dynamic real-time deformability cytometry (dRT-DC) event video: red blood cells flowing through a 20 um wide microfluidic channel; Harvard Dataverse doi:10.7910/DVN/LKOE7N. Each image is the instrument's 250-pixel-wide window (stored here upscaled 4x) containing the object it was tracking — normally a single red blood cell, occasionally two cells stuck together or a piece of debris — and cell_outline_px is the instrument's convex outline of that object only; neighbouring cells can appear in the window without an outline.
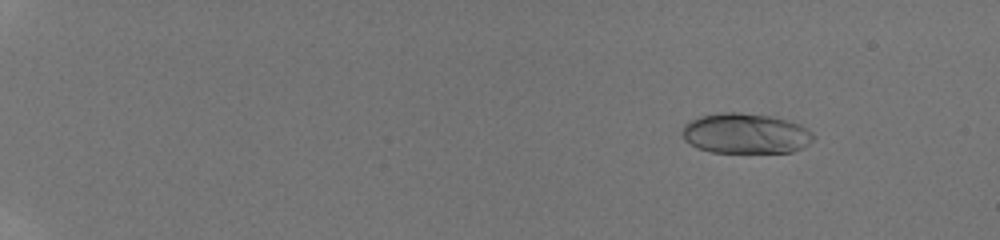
{"species": "human", "species_latin": "Homo sapiens", "temperature_condition": "room temperature", "stored_images_in_passage": 23, "camera_frame_rate_fps": 3000, "um_per_image_px": 0.085, "donor": {"sex": "male"}, "frame": {"image": 1, "passage_image": 7, "time_ms": 2.333, "image_size_px": [1000, 240], "cell_outline_px": [[812, 140], [808, 144], [792, 152], [712, 152], [696, 148], [684, 140], [680, 132], [684, 124], [700, 116], [720, 112], [740, 112], [768, 116], [800, 124], [812, 132]], "centroid_in_image_um": [63.31, 11.35], "position_along_channel_um": 21.7, "area_um2": 30.69}}
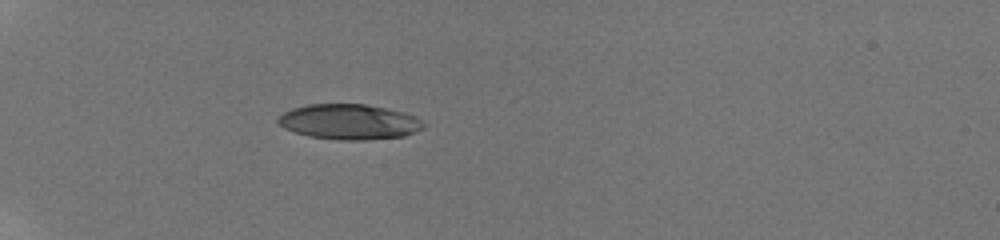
{"frame": {"image": 2, "passage_image": 19, "time_ms": 6.333, "image_size_px": [1000, 240], "cell_outline_px": [[424, 128], [416, 132], [404, 136], [364, 140], [340, 140], [308, 136], [284, 128], [276, 120], [284, 112], [292, 108], [308, 104], [364, 104], [404, 112], [420, 120], [424, 124]], "centroid_in_image_um": [29.67, 10.36], "position_along_channel_um": 55.3, "area_um2": 29.71}}